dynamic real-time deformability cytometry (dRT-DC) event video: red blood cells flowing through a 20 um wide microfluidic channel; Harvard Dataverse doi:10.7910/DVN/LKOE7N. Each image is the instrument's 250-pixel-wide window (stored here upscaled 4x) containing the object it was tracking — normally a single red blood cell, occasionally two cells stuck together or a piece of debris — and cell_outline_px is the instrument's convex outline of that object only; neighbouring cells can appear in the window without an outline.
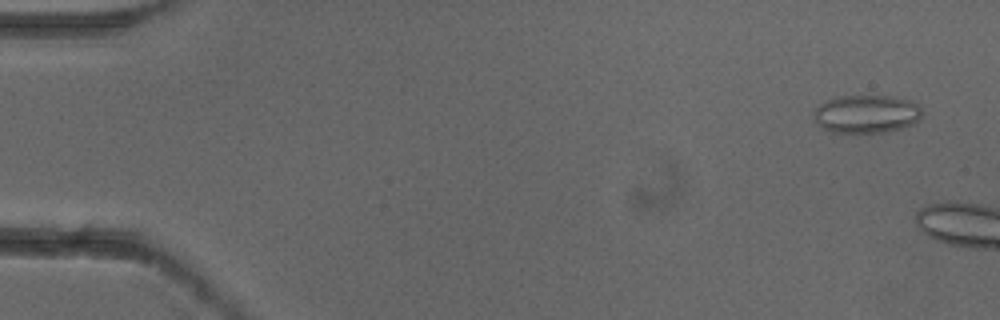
{"species": "common noctule bat (a hibernating species)", "species_latin": "Nyctalus noctula", "temperature_condition": "cold", "stored_images_in_passage": 2, "camera_frame_rate_fps": 3000, "um_per_image_px": 0.085, "animal": {"sex": "female"}, "frame": {"image": 1, "passage_image": 1, "time_ms": 0.0, "image_size_px": [1000, 320], "cell_outline_px": [[920, 116], [912, 124], [900, 128], [884, 132], [832, 132], [820, 128], [812, 120], [812, 112], [820, 104], [836, 96], [892, 96], [908, 100], [920, 104]], "centroid_in_image_um": [73.57, 9.68], "position_along_channel_um": 11.4, "area_um2": 24.1}}